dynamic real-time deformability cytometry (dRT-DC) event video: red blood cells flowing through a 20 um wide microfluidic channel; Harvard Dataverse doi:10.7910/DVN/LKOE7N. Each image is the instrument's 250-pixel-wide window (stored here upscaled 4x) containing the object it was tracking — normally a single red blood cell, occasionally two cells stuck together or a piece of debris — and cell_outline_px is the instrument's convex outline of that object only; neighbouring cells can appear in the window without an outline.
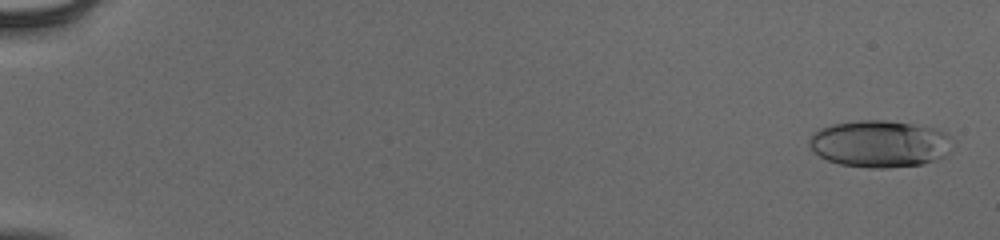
{"species": "human", "species_latin": "Homo sapiens", "temperature_condition": "cold", "stored_images_in_passage": 55, "camera_frame_rate_fps": 3000, "um_per_image_px": 0.085, "donor": {"sex": "male"}, "frame": {"image": 1, "passage_image": 2, "time_ms": 0.333, "image_size_px": [1000, 240], "cell_outline_px": [[952, 136], [948, 156], [936, 160], [920, 164], [888, 168], [868, 168], [840, 164], [828, 160], [820, 156], [808, 144], [808, 140], [812, 132], [820, 128], [832, 124], [860, 120], [884, 120], [912, 124], [936, 128], [948, 132]], "centroid_in_image_um": [74.8, 12.22], "position_along_channel_um": 10.2, "area_um2": 39.54}}
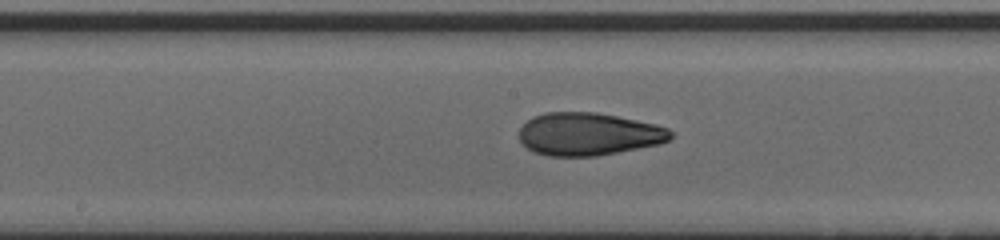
{"frame": {"image": 2, "passage_image": 31, "time_ms": 10.0, "image_size_px": [1000, 240], "cell_outline_px": [[672, 136], [668, 140], [660, 144], [596, 156], [548, 156], [532, 152], [520, 140], [520, 128], [532, 116], [544, 112], [596, 112], [656, 124], [668, 128], [672, 132]], "centroid_in_image_um": [50.01, 11.39], "position_along_channel_um": 198.2, "area_um2": 37.74}}
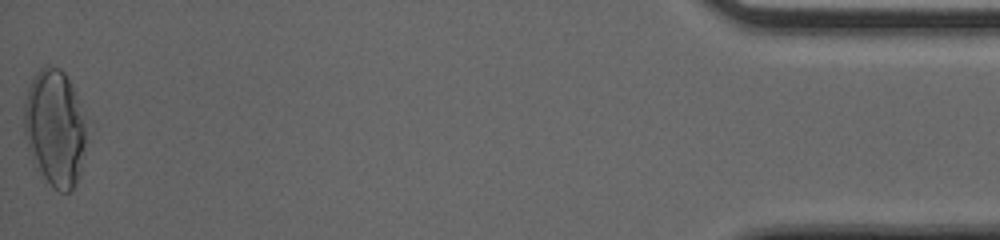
{"frame": {"image": 3, "passage_image": 55, "time_ms": 18.0, "image_size_px": [1000, 240], "cell_outline_px": [[88, 120], [80, 172], [76, 184], [68, 192], [60, 192], [52, 188], [36, 168], [32, 160], [28, 148], [24, 132], [24, 100], [28, 88], [36, 72], [44, 64], [48, 64], [60, 68], [64, 72]], "centroid_in_image_um": [4.66, 10.87], "position_along_channel_um": 430.5, "area_um2": 42.83}, "authors_computed_cell_mechanics": {"area_um2": 37.0498, "velocity_mm_per_s": 3.934, "shape_relaxation_time_tau1_ms": 7.3245, "shape_relaxation_time_tau2_ms": 1.4552, "deformation_change_tau1": 0.248, "deformation_change_tau2": 0.0801}}